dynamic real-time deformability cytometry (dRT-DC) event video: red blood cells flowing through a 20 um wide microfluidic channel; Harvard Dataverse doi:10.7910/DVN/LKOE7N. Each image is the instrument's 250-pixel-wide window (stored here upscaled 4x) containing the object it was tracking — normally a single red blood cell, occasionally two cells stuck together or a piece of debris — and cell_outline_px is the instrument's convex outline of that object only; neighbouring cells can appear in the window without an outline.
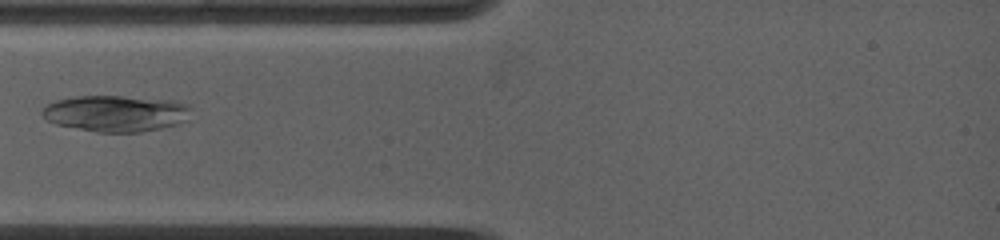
{"species": "common noctule bat (a hibernating species)", "species_latin": "Nyctalus noctula", "temperature_condition": "warm", "stored_images_in_passage": 5, "camera_frame_rate_fps": 5000, "um_per_image_px": 0.085, "animal": {"sex": "female", "body_mass_g": 19.0, "forearm_length_mm": 53.3}, "frame": {"image": 1, "passage_image": 4, "time_ms": 2.0, "image_size_px": [1000, 240], "cell_outline_px": [[188, 120], [176, 124], [160, 128], [140, 132], [96, 132], [56, 124], [48, 120], [40, 112], [48, 104], [56, 100], [76, 96], [120, 96], [172, 100], [188, 104]], "centroid_in_image_um": [9.83, 9.64], "position_along_channel_um": 75.2, "area_um2": 31.21}}